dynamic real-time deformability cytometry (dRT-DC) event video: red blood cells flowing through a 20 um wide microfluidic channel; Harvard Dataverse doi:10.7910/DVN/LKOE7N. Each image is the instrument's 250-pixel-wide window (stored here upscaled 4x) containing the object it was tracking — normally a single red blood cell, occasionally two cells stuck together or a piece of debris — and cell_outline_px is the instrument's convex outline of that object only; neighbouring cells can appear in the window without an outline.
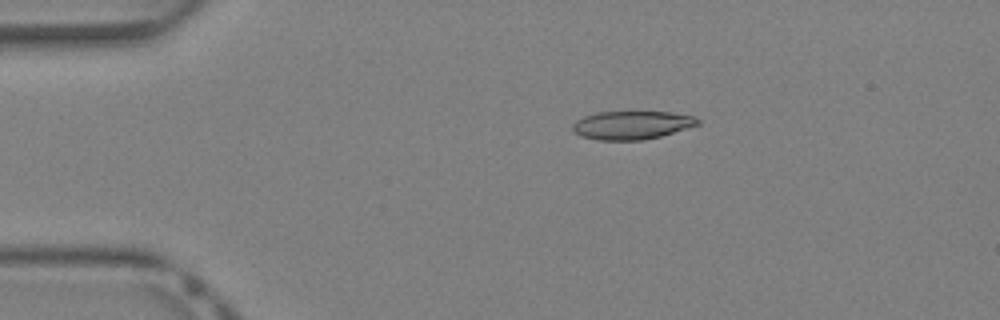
{"species": "Egyptian fruit bat (a non-hibernating species)", "species_latin": "Rousettus aegyptiacus", "temperature_condition": "warm", "stored_images_in_passage": 33, "camera_frame_rate_fps": 3000, "um_per_image_px": 0.085, "animal": {"sex": "female"}, "frame": {"image": 1, "passage_image": 1, "time_ms": 0.0, "image_size_px": [1000, 320], "cell_outline_px": [[700, 124], [660, 136], [644, 140], [596, 140], [584, 136], [576, 132], [572, 128], [572, 124], [576, 120], [584, 116], [600, 112], [672, 112], [692, 116], [700, 120]], "centroid_in_image_um": [53.71, 10.63], "position_along_channel_um": 31.3, "area_um2": 20.46}}
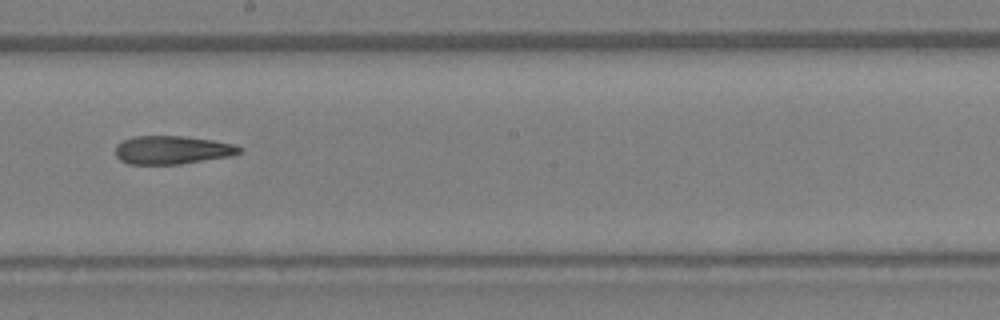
{"frame": {"image": 2, "passage_image": 16, "time_ms": 5.0, "image_size_px": [1000, 320], "cell_outline_px": [[244, 148], [240, 152], [232, 156], [180, 164], [128, 164], [120, 160], [116, 156], [116, 144], [132, 136], [184, 136], [212, 140], [236, 144]], "centroid_in_image_um": [14.66, 12.74], "position_along_channel_um": 233.5, "area_um2": 20.63}}
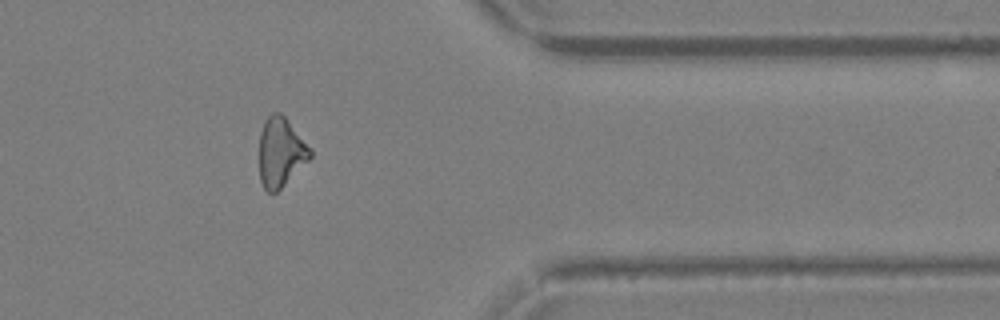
{"frame": {"image": 3, "passage_image": 26, "time_ms": 8.333, "image_size_px": [1000, 320], "cell_outline_px": [[312, 156], [276, 192], [268, 192], [264, 188], [260, 180], [260, 132], [264, 120], [272, 112], [280, 112], [288, 120], [312, 148]], "centroid_in_image_um": [23.86, 12.89], "position_along_channel_um": 387.5, "area_um2": 20.4}}